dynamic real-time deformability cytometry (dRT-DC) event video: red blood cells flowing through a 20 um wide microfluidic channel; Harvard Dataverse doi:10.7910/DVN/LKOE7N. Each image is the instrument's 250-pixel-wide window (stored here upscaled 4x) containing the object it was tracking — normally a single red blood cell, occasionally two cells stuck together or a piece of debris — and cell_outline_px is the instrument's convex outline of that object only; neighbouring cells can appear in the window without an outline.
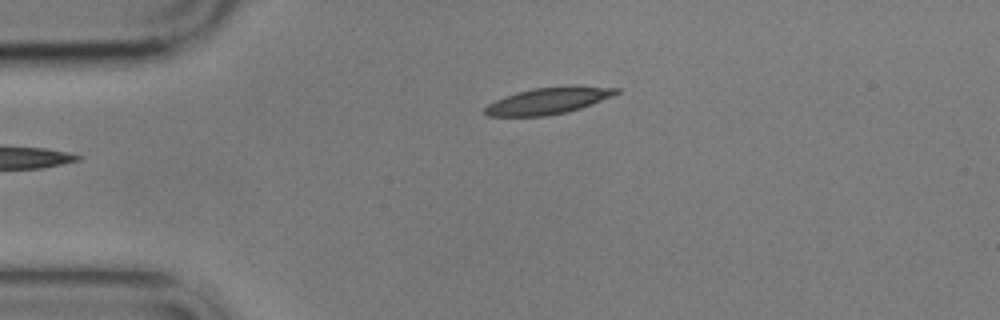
{"species": "common noctule bat (a hibernating species)", "species_latin": "Nyctalus noctula", "temperature_condition": "cold", "stored_images_in_passage": 2, "camera_frame_rate_fps": 3000, "um_per_image_px": 0.085, "animal": {"sex": "male", "body_mass_g": 17.9}, "frame": {"image": 1, "passage_image": 1, "time_ms": 0.0, "image_size_px": [1000, 320], "cell_outline_px": [[620, 92], [612, 96], [580, 108], [568, 112], [544, 116], [488, 116], [484, 112], [484, 108], [488, 104], [504, 96], [516, 92], [532, 88], [572, 84], [620, 88]], "centroid_in_image_um": [46.63, 8.53], "position_along_channel_um": 38.4, "area_um2": 20.69}}